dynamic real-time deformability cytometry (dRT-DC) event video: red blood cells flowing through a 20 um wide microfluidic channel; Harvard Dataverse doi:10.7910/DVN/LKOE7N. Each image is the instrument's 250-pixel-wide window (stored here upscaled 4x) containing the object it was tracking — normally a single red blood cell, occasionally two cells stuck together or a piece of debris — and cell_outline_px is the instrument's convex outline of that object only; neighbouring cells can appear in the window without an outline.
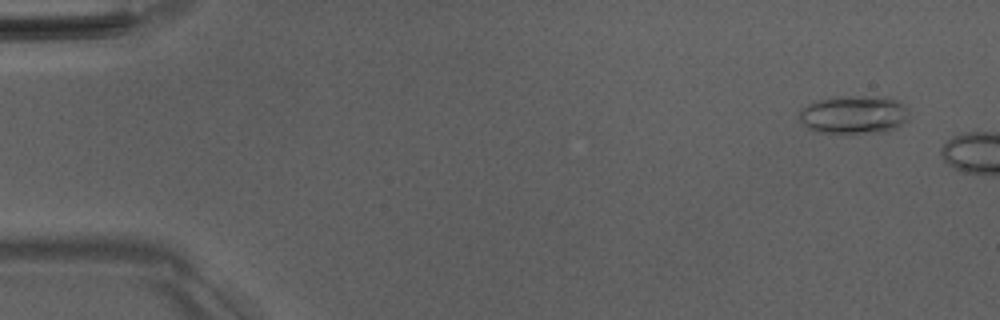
{"species": "Egyptian fruit bat (a non-hibernating species)", "species_latin": "Rousettus aegyptiacus", "temperature_condition": "room temperature", "stored_images_in_passage": 8, "camera_frame_rate_fps": 3000, "um_per_image_px": 0.085, "animal": {"sex": "male"}, "frame": {"image": 1, "passage_image": 4, "time_ms": 1.0, "image_size_px": [1000, 320], "cell_outline_px": [[908, 120], [896, 128], [888, 132], [844, 136], [816, 132], [808, 128], [800, 120], [800, 108], [816, 100], [836, 96], [888, 96], [900, 100], [908, 112]], "centroid_in_image_um": [72.59, 9.78], "position_along_channel_um": 12.4, "area_um2": 25.78}}